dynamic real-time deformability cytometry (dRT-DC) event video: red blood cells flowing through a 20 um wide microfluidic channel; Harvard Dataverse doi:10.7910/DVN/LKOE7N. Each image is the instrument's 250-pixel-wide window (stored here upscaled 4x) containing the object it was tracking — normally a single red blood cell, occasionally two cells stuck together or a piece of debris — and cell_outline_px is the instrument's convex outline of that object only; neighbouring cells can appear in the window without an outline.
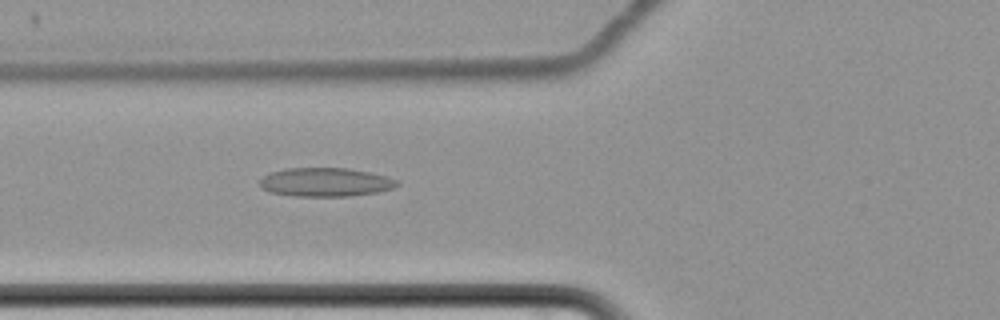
{"species": "common noctule bat (a hibernating species)", "species_latin": "Nyctalus noctula", "temperature_condition": "cold", "stored_images_in_passage": 49, "camera_frame_rate_fps": 3000, "um_per_image_px": 0.085, "animal": {"sex": "female", "body_mass_g": 22.7, "forearm_length_mm": 54.2}, "frame": {"image": 1, "passage_image": 12, "time_ms": 3.667, "image_size_px": [1000, 320], "cell_outline_px": [[400, 184], [396, 188], [380, 192], [352, 196], [292, 196], [268, 192], [260, 188], [260, 180], [264, 176], [272, 172], [284, 168], [348, 168], [388, 176], [396, 180]], "centroid_in_image_um": [27.69, 15.49], "position_along_channel_um": 98.1, "area_um2": 23.29}}
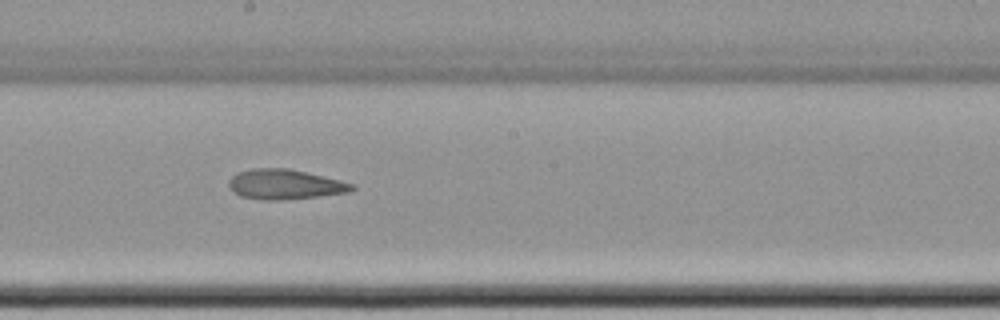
{"frame": {"image": 2, "passage_image": 23, "time_ms": 7.333, "image_size_px": [1000, 320], "cell_outline_px": [[356, 188], [352, 192], [280, 200], [260, 200], [240, 196], [232, 192], [228, 184], [228, 180], [236, 172], [252, 168], [288, 168], [340, 180], [356, 184]], "centroid_in_image_um": [24.2, 15.67], "position_along_channel_um": 224.0, "area_um2": 21.68}}
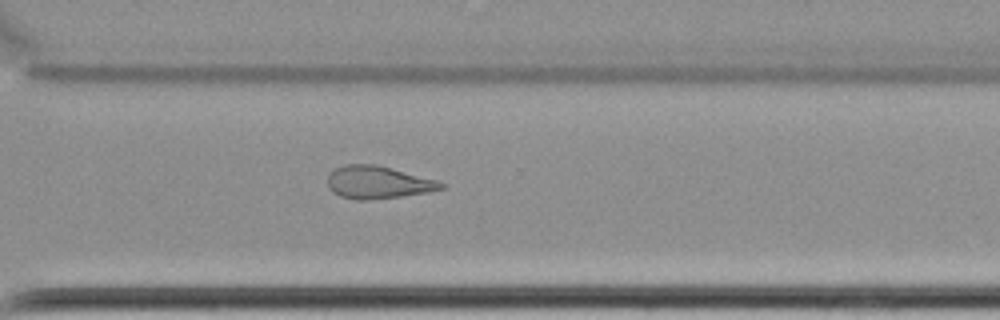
{"frame": {"image": 3, "passage_image": 33, "time_ms": 10.667, "image_size_px": [1000, 320], "cell_outline_px": [[448, 188], [432, 192], [404, 196], [368, 200], [356, 200], [340, 196], [332, 192], [328, 188], [328, 176], [336, 168], [344, 164], [376, 164], [392, 168], [436, 180], [448, 184]], "centroid_in_image_um": [32.18, 15.51], "position_along_channel_um": 338.4, "area_um2": 21.91}, "authors_computed_cell_mechanics": {"area_um2": 22.542, "velocity_mm_per_s": 3.4247, "shape_relaxation_time_tau1_ms": null, "shape_relaxation_time_tau2_ms": 2.3574, "deformation_change_tau1": null, "deformation_change_tau2": 0.1048}}